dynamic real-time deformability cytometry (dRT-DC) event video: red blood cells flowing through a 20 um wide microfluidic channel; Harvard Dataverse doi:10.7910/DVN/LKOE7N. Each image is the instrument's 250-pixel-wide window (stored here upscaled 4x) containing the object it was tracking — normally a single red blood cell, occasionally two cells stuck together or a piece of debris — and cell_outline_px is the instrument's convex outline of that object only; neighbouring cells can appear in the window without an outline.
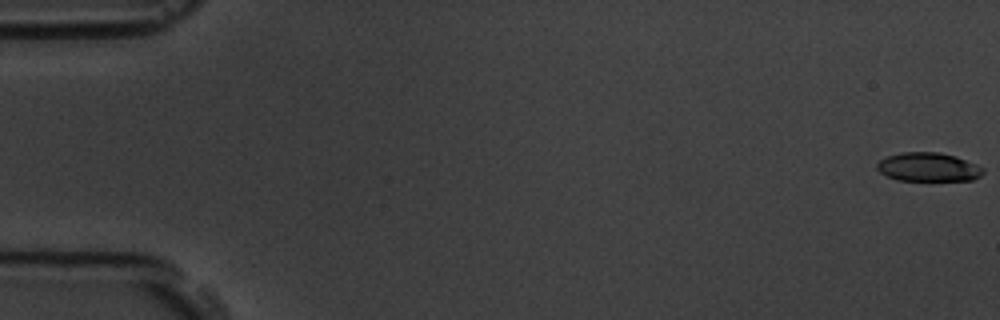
{"species": "common noctule bat (a hibernating species)", "species_latin": "Nyctalus noctula", "temperature_condition": "room temperature", "stored_images_in_passage": 56, "camera_frame_rate_fps": 3000, "um_per_image_px": 0.085, "animal": {"sex": "male", "body_mass_g": 19.5, "forearm_length_mm": 54.6}, "frame": {"image": 1, "passage_image": 1, "time_ms": 0.0, "image_size_px": [1000, 320], "cell_outline_px": [[984, 172], [980, 176], [972, 180], [896, 180], [880, 172], [876, 168], [876, 164], [880, 160], [888, 156], [900, 152], [940, 152], [956, 156], [976, 164], [984, 168]], "centroid_in_image_um": [78.91, 14.19], "position_along_channel_um": 6.1, "area_um2": 17.8}}
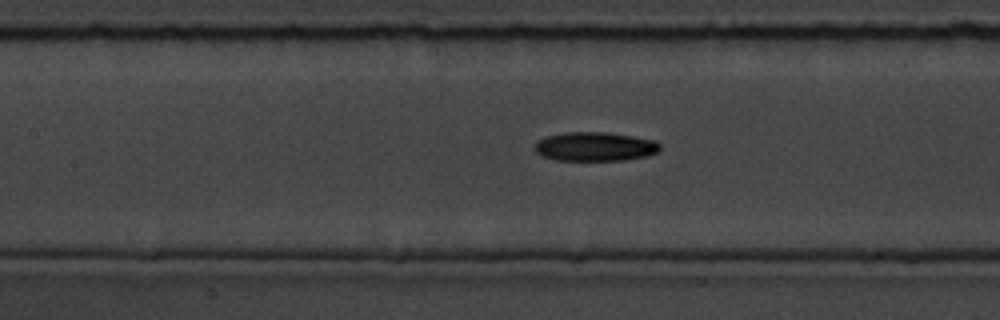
{"frame": {"image": 2, "passage_image": 26, "time_ms": 8.333, "image_size_px": [1000, 320], "cell_outline_px": [[660, 148], [656, 152], [648, 156], [624, 160], [556, 160], [544, 156], [536, 152], [536, 144], [540, 140], [548, 136], [564, 132], [608, 132], [656, 140], [660, 144]], "centroid_in_image_um": [50.62, 12.45], "position_along_channel_um": 156.8, "area_um2": 21.04}}
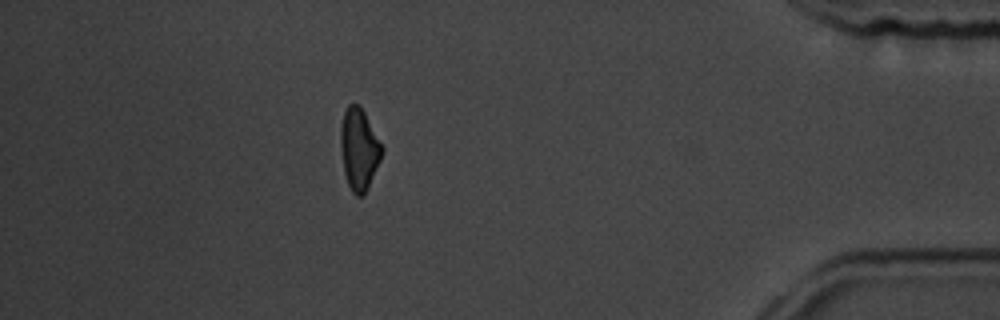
{"frame": {"image": 3, "passage_image": 50, "time_ms": 16.333, "image_size_px": [1000, 320], "cell_outline_px": [[384, 152], [368, 188], [360, 196], [356, 196], [352, 192], [348, 184], [344, 172], [340, 144], [340, 128], [344, 112], [348, 104], [360, 104], [384, 148]], "centroid_in_image_um": [30.53, 12.66], "position_along_channel_um": 404.7, "area_um2": 19.71}, "authors_computed_cell_mechanics": {"area_um2": 19.941, "velocity_mm_per_s": 3.6861, "shape_relaxation_time_tau1_ms": 4.1132, "shape_relaxation_time_tau2_ms": 10.552, "deformation_change_tau1": 0.1515, "deformation_change_tau2": 0.1985}}